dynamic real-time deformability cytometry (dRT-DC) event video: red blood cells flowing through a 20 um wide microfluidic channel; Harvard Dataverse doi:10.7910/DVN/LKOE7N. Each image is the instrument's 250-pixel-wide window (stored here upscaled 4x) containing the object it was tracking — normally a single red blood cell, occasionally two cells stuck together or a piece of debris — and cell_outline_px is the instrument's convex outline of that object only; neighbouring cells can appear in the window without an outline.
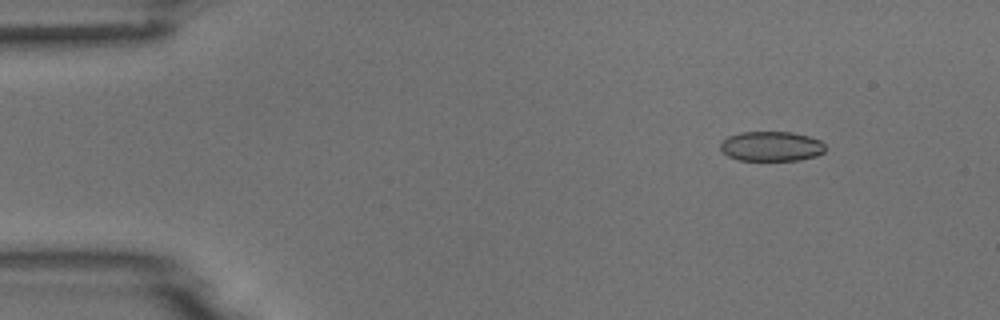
{"species": "common noctule bat (a hibernating species)", "species_latin": "Nyctalus noctula", "temperature_condition": "room temperature", "stored_images_in_passage": 7, "camera_frame_rate_fps": 3000, "um_per_image_px": 0.085, "animal": {"sex": "male", "body_mass_g": 18.8}, "frame": {"image": 1, "passage_image": 2, "time_ms": 1.333, "image_size_px": [1000, 320], "cell_outline_px": [[824, 152], [816, 156], [800, 160], [740, 160], [728, 156], [720, 148], [720, 144], [728, 136], [740, 132], [792, 132], [808, 136], [820, 140], [824, 144]], "centroid_in_image_um": [65.57, 12.43], "position_along_channel_um": 19.4, "area_um2": 18.15}}